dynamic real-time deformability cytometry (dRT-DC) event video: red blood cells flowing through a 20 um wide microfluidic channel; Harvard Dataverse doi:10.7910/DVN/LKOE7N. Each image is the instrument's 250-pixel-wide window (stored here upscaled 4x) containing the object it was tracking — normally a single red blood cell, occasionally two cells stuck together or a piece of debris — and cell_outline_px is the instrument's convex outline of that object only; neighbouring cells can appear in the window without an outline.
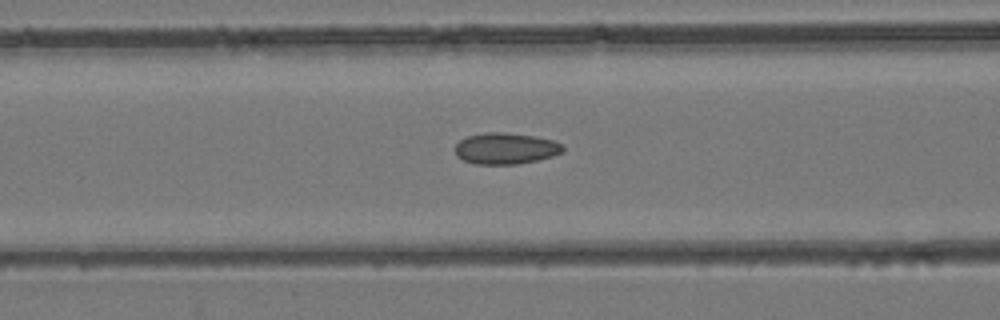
{"species": "common noctule bat (a hibernating species)", "species_latin": "Nyctalus noctula", "temperature_condition": "room temperature", "stored_images_in_passage": 25, "camera_frame_rate_fps": 3000, "um_per_image_px": 0.085, "animal": {"sex": "female", "body_mass_g": 24.6, "forearm_length_mm": 56.2}, "frame": {"image": 1, "passage_image": 7, "time_ms": 2.0, "image_size_px": [1000, 320], "cell_outline_px": [[564, 148], [560, 152], [552, 156], [536, 160], [516, 164], [476, 164], [464, 160], [456, 156], [456, 144], [460, 140], [468, 136], [484, 132], [504, 132], [536, 136], [552, 140], [560, 144]], "centroid_in_image_um": [42.95, 12.61], "position_along_channel_um": 123.7, "area_um2": 19.48}}
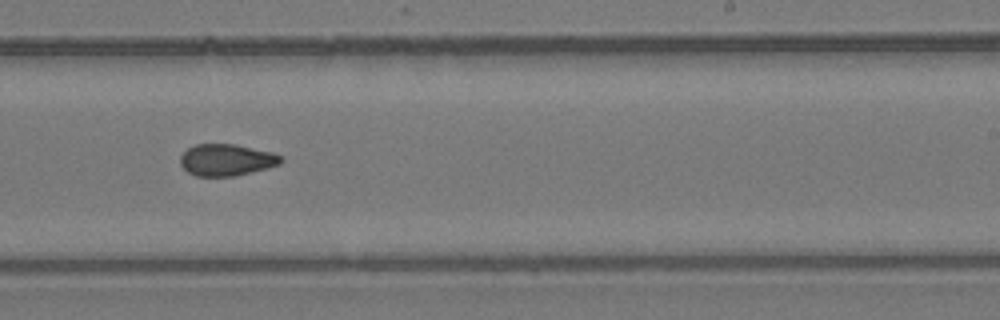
{"frame": {"image": 2, "passage_image": 17, "time_ms": 5.333, "image_size_px": [1000, 320], "cell_outline_px": [[284, 160], [280, 164], [268, 168], [236, 176], [196, 176], [188, 172], [180, 164], [180, 156], [188, 148], [196, 144], [236, 144], [272, 152], [280, 156]], "centroid_in_image_um": [19.26, 13.59], "position_along_channel_um": 269.7, "area_um2": 18.67}}
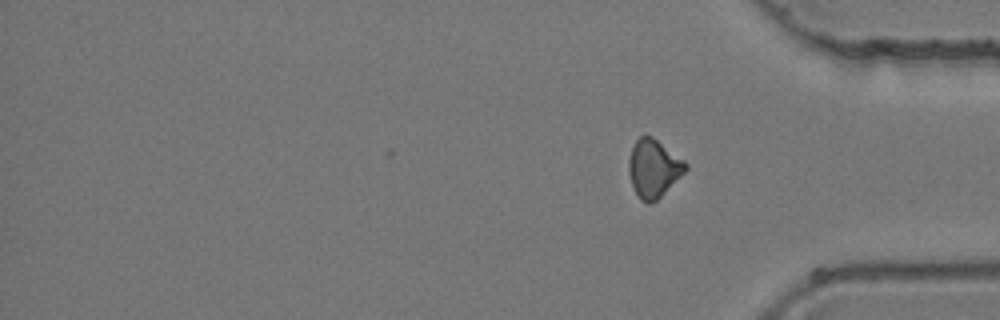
{"frame": {"image": 3, "passage_image": 25, "time_ms": 8.0, "image_size_px": [1000, 320], "cell_outline_px": [[688, 168], [656, 200], [648, 204], [640, 200], [632, 184], [628, 172], [628, 164], [632, 148], [636, 140], [640, 136], [652, 136], [684, 160], [688, 164]], "centroid_in_image_um": [55.54, 14.3], "position_along_channel_um": 379.7, "area_um2": 18.79}}